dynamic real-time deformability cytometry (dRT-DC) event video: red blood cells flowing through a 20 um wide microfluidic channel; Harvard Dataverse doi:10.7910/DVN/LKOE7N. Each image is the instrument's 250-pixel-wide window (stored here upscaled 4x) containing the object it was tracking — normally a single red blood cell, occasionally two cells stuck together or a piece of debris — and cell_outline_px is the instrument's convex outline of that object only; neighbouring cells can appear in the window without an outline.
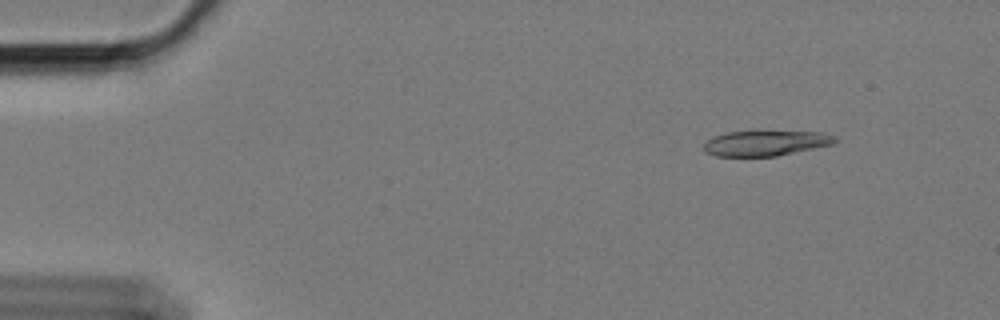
{"species": "Egyptian fruit bat (a non-hibernating species)", "species_latin": "Rousettus aegyptiacus", "temperature_condition": "cold", "stored_images_in_passage": 53, "camera_frame_rate_fps": 3000, "um_per_image_px": 0.085, "animal": {"sex": "female"}, "frame": {"image": 1, "passage_image": 1, "time_ms": 0.0, "image_size_px": [1000, 320], "cell_outline_px": [[836, 140], [832, 144], [776, 156], [716, 156], [708, 152], [704, 148], [704, 144], [708, 140], [716, 136], [728, 132], [820, 132], [836, 136]], "centroid_in_image_um": [65.09, 12.17], "position_along_channel_um": 19.9, "area_um2": 18.73}}
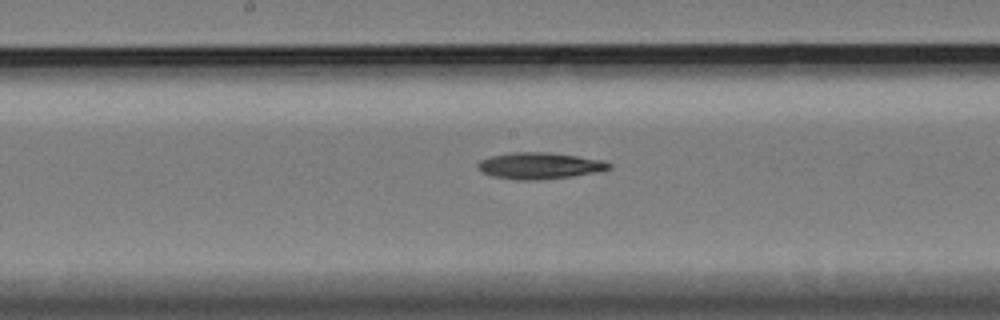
{"frame": {"image": 2, "passage_image": 25, "time_ms": 8.0, "image_size_px": [1000, 320], "cell_outline_px": [[612, 168], [600, 172], [572, 176], [536, 180], [516, 180], [492, 176], [484, 172], [476, 164], [480, 160], [492, 156], [512, 152], [548, 152], [604, 160], [612, 164]], "centroid_in_image_um": [45.92, 14.09], "position_along_channel_um": 202.3, "area_um2": 20.23}}
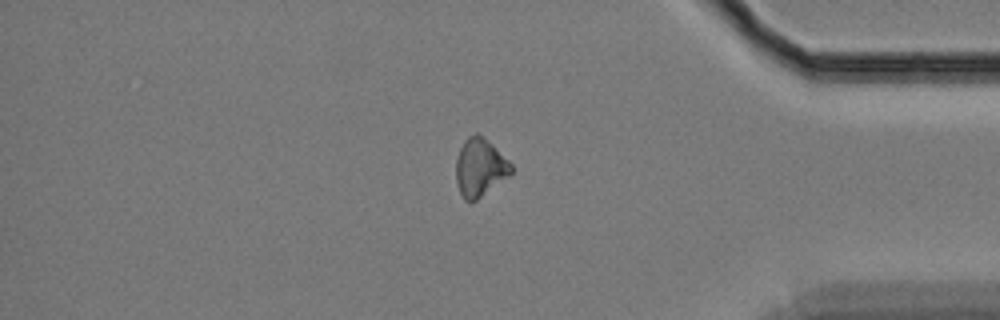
{"frame": {"image": 3, "passage_image": 44, "time_ms": 14.333, "image_size_px": [1000, 320], "cell_outline_px": [[512, 172], [508, 176], [476, 200], [464, 200], [460, 192], [456, 180], [456, 156], [464, 140], [468, 136], [476, 132], [484, 136], [512, 164]], "centroid_in_image_um": [40.77, 14.19], "position_along_channel_um": 394.4, "area_um2": 18.5}, "authors_computed_cell_mechanics": {"area_um2": 19.363, "velocity_mm_per_s": 3.3953, "shape_relaxation_time_tau1_ms": 8.6057, "shape_relaxation_time_tau2_ms": null, "deformation_change_tau1": 0.1441, "deformation_change_tau2": null}}